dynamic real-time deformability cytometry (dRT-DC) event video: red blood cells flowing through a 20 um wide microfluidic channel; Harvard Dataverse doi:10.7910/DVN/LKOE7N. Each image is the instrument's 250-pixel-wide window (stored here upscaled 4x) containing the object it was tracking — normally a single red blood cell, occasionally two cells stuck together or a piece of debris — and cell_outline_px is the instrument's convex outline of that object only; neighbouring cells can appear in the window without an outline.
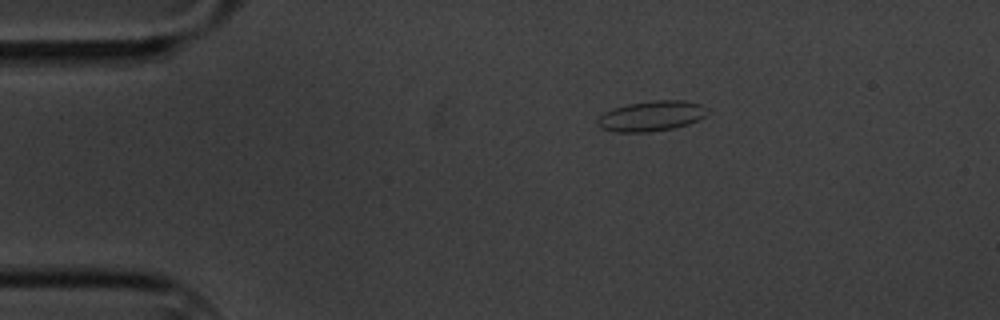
{"species": "common noctule bat (a hibernating species)", "species_latin": "Nyctalus noctula", "temperature_condition": "cold", "stored_images_in_passage": 3, "camera_frame_rate_fps": 3000, "um_per_image_px": 0.085, "animal": {"sex": "male", "body_mass_g": 20.1, "forearm_length_mm": 53.5}, "frame": {"image": 1, "passage_image": 1, "time_ms": 0.0, "image_size_px": [1000, 320], "cell_outline_px": [[708, 112], [704, 116], [688, 124], [672, 128], [648, 132], [616, 132], [600, 128], [596, 124], [596, 120], [604, 112], [628, 104], [652, 100], [684, 100], [700, 104], [708, 108]], "centroid_in_image_um": [55.35, 9.86], "position_along_channel_um": 29.6, "area_um2": 19.31}}